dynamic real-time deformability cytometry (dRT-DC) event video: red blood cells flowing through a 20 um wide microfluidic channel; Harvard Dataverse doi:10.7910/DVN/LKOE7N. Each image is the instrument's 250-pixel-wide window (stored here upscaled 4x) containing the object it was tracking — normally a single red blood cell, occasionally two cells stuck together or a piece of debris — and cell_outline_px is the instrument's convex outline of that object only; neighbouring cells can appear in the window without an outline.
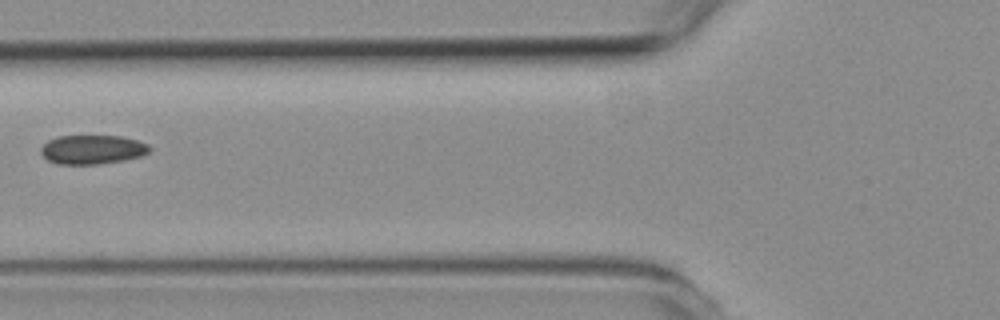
{"species": "common noctule bat (a hibernating species)", "species_latin": "Nyctalus noctula", "temperature_condition": "room temperature", "stored_images_in_passage": 5, "camera_frame_rate_fps": 3000, "um_per_image_px": 0.085, "animal": {"sex": "female", "body_mass_g": 19.3, "forearm_length_mm": 54.1}, "frame": {"image": 1, "passage_image": 5, "time_ms": 5.667, "image_size_px": [1000, 320], "cell_outline_px": [[152, 148], [148, 152], [140, 156], [124, 160], [100, 164], [56, 164], [48, 160], [40, 152], [40, 148], [48, 140], [56, 136], [120, 136], [136, 140], [148, 144]], "centroid_in_image_um": [7.83, 12.71], "position_along_channel_um": 118.0, "area_um2": 18.44}}